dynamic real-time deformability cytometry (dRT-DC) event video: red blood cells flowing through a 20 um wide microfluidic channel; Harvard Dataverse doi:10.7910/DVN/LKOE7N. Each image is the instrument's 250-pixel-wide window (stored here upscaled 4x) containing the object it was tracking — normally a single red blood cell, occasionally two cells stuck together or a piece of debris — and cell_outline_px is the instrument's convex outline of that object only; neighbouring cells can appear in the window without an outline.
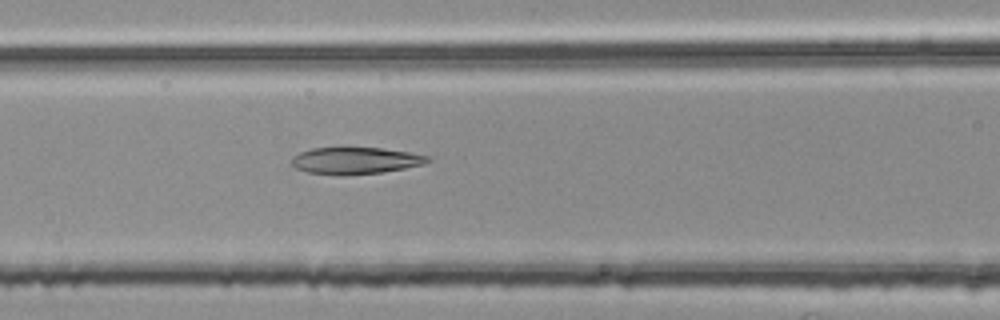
{"species": "common noctule bat (a hibernating species)", "species_latin": "Nyctalus noctula", "temperature_condition": "room temperature", "stored_images_in_passage": 39, "camera_frame_rate_fps": 3000, "um_per_image_px": 0.085, "animal": {"sex": "female", "body_mass_g": 25.1}, "frame": {"image": 1, "passage_image": 12, "time_ms": 3.667, "image_size_px": [1000, 320], "cell_outline_px": [[432, 160], [424, 164], [404, 168], [380, 172], [308, 172], [296, 168], [292, 164], [292, 156], [300, 152], [312, 148], [384, 148], [408, 152], [428, 156]], "centroid_in_image_um": [30.25, 13.6], "position_along_channel_um": 136.3, "area_um2": 20.11}}
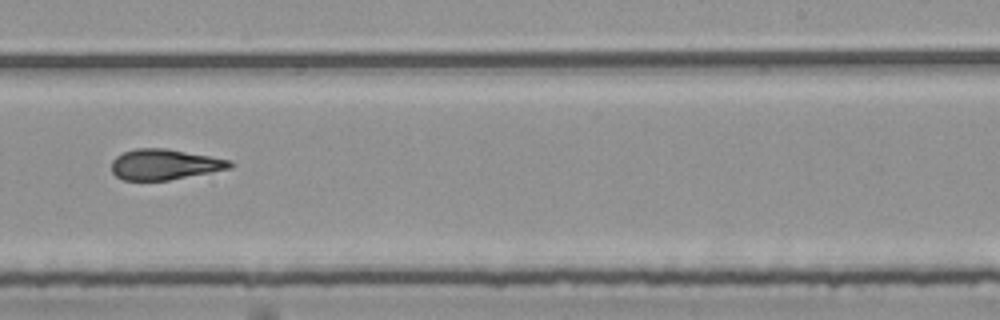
{"frame": {"image": 2, "passage_image": 23, "time_ms": 7.333, "image_size_px": [1000, 320], "cell_outline_px": [[236, 164], [232, 168], [168, 180], [124, 180], [116, 176], [112, 172], [112, 160], [116, 156], [124, 152], [136, 148], [168, 148], [232, 160]], "centroid_in_image_um": [14.02, 13.97], "position_along_channel_um": 275.0, "area_um2": 21.21}}
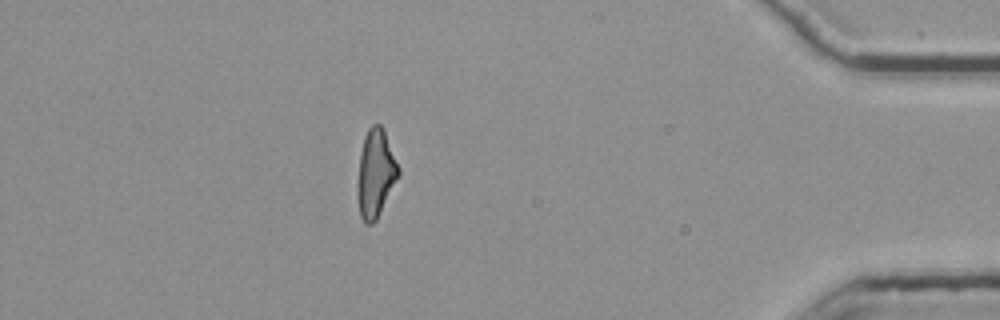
{"frame": {"image": 3, "passage_image": 37, "time_ms": 12.0, "image_size_px": [1000, 320], "cell_outline_px": [[400, 176], [376, 220], [372, 224], [364, 224], [360, 216], [356, 192], [360, 152], [364, 136], [368, 128], [372, 124], [380, 124], [384, 128], [400, 168]], "centroid_in_image_um": [31.93, 14.74], "position_along_channel_um": 403.3, "area_um2": 21.44}, "authors_computed_cell_mechanics": {"area_um2": 21.4438, "velocity_mm_per_s": 3.7852, "shape_relaxation_time_tau1_ms": null, "shape_relaxation_time_tau2_ms": 3.6565, "deformation_change_tau1": null, "deformation_change_tau2": 0.1403}}